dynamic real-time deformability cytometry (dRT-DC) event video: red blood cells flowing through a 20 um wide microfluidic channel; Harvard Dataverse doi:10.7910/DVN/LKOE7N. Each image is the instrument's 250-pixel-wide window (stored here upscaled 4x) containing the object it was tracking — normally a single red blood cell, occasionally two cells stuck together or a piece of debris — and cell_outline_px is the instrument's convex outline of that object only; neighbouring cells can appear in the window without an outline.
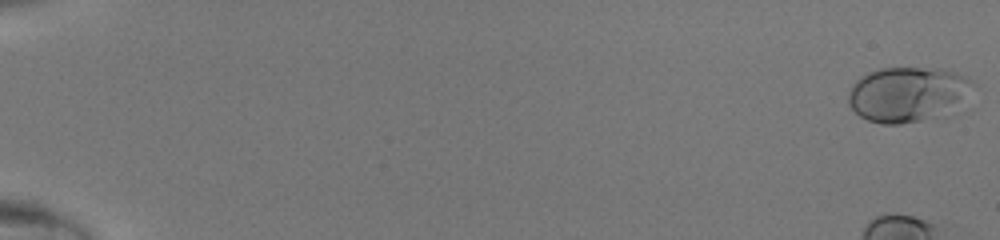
{"species": "human", "species_latin": "Homo sapiens", "temperature_condition": "room temperature", "stored_images_in_passage": 49, "camera_frame_rate_fps": 3000, "um_per_image_px": 0.085, "donor": {"sex": "male"}, "frame": {"image": 1, "passage_image": 1, "time_ms": 0.0, "image_size_px": [1000, 240], "cell_outline_px": [[976, 84], [944, 116], [900, 124], [880, 124], [868, 120], [860, 116], [848, 104], [848, 92], [852, 84], [860, 76], [868, 72], [880, 68], [948, 68], [968, 76]], "centroid_in_image_um": [77.13, 7.99], "position_along_channel_um": 7.9, "area_um2": 40.17}}
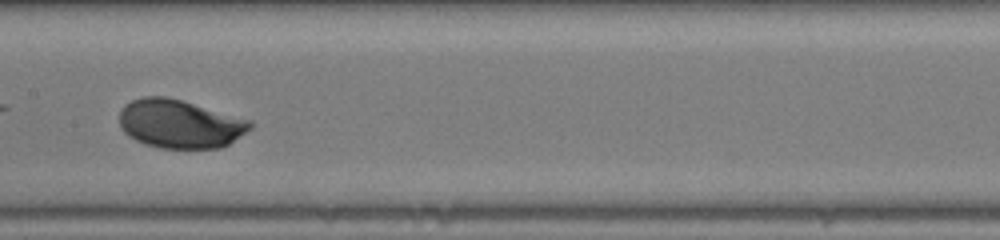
{"frame": {"image": 2, "passage_image": 29, "time_ms": 9.333, "image_size_px": [1000, 240], "cell_outline_px": [[252, 128], [228, 144], [220, 148], [160, 148], [144, 144], [128, 136], [124, 132], [120, 124], [120, 112], [124, 104], [132, 100], [144, 96], [164, 96], [180, 100], [252, 120]], "centroid_in_image_um": [15.27, 10.53], "position_along_channel_um": 192.1, "area_um2": 36.88}}
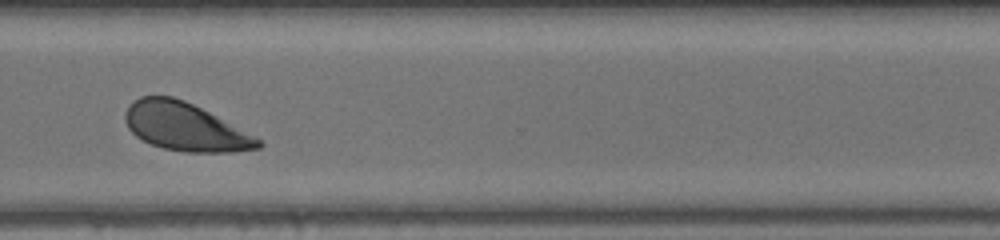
{"frame": {"image": 3, "passage_image": 40, "time_ms": 13.0, "image_size_px": [1000, 240], "cell_outline_px": [[264, 144], [260, 148], [236, 152], [184, 152], [164, 148], [152, 144], [136, 136], [128, 128], [124, 120], [124, 116], [128, 108], [140, 96], [172, 96], [184, 100], [208, 112], [260, 140]], "centroid_in_image_um": [15.71, 10.8], "position_along_channel_um": 354.9, "area_um2": 36.47}}